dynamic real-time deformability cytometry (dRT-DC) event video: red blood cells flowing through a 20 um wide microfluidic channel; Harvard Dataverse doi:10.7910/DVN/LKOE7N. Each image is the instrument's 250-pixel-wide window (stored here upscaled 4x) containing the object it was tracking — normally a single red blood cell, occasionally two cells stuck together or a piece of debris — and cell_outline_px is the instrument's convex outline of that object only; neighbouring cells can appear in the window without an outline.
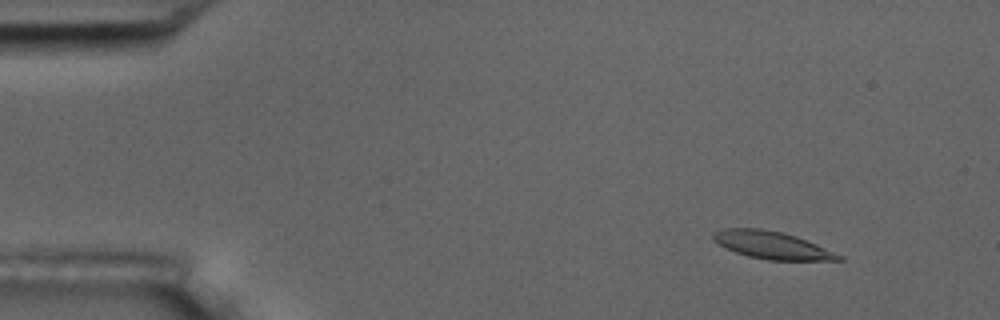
{"species": "common noctule bat (a hibernating species)", "species_latin": "Nyctalus noctula", "temperature_condition": "room temperature", "stored_images_in_passage": 4, "camera_frame_rate_fps": 3000, "um_per_image_px": 0.085, "animal": {"sex": "male", "body_mass_g": 17.5, "forearm_length_mm": 52.3}, "frame": {"image": 1, "passage_image": 2, "time_ms": 0.333, "image_size_px": [1000, 320], "cell_outline_px": [[844, 260], [768, 260], [748, 256], [736, 252], [712, 240], [712, 232], [724, 228], [760, 228], [780, 232], [796, 236], [816, 244], [844, 256]], "centroid_in_image_um": [65.61, 20.83], "position_along_channel_um": 19.4, "area_um2": 19.94}}
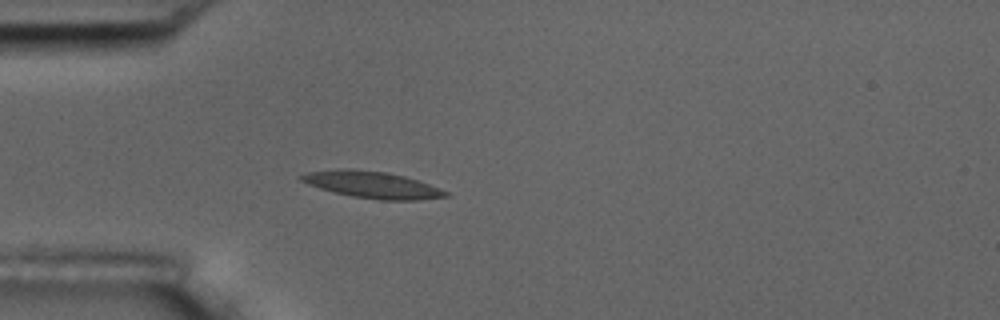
{"frame": {"image": 2, "passage_image": 4, "time_ms": 1.0, "image_size_px": [1000, 320], "cell_outline_px": [[452, 196], [416, 200], [380, 200], [352, 196], [320, 188], [308, 184], [300, 180], [296, 176], [308, 172], [336, 168], [348, 168], [384, 172], [404, 176], [428, 184], [448, 192]], "centroid_in_image_um": [31.6, 15.7], "position_along_channel_um": 53.4, "area_um2": 22.37}}